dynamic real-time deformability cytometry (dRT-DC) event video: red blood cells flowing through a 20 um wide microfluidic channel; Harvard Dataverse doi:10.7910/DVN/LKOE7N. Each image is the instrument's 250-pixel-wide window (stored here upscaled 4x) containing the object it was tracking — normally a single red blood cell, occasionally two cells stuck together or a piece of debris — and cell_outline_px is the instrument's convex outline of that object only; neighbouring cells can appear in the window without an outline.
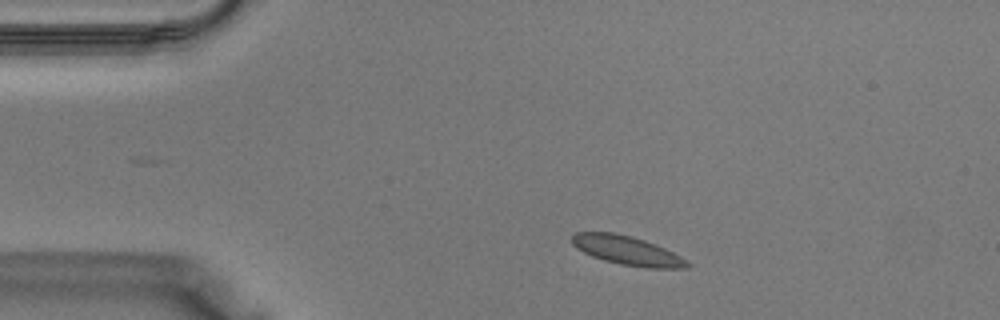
{"species": "Egyptian fruit bat (a non-hibernating species)", "species_latin": "Rousettus aegyptiacus", "temperature_condition": "warm", "stored_images_in_passage": 36, "camera_frame_rate_fps": 3000, "um_per_image_px": 0.085, "animal": {"sex": "male"}, "frame": {"image": 1, "passage_image": 4, "time_ms": 1.0, "image_size_px": [1000, 320], "cell_outline_px": [[692, 264], [688, 268], [644, 268], [620, 264], [604, 260], [592, 256], [576, 248], [572, 244], [572, 236], [576, 232], [612, 232], [644, 240], [664, 248], [680, 256]], "centroid_in_image_um": [53.31, 21.3], "position_along_channel_um": 31.7, "area_um2": 19.31}}
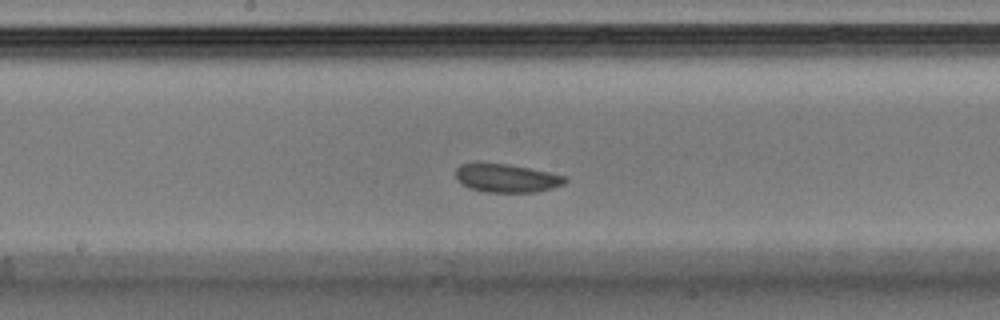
{"frame": {"image": 2, "passage_image": 17, "time_ms": 5.333, "image_size_px": [1000, 320], "cell_outline_px": [[568, 180], [564, 184], [552, 188], [536, 192], [484, 192], [468, 188], [460, 184], [456, 176], [456, 168], [460, 164], [508, 164], [568, 176]], "centroid_in_image_um": [43.08, 15.16], "position_along_channel_um": 205.1, "area_um2": 18.03}}
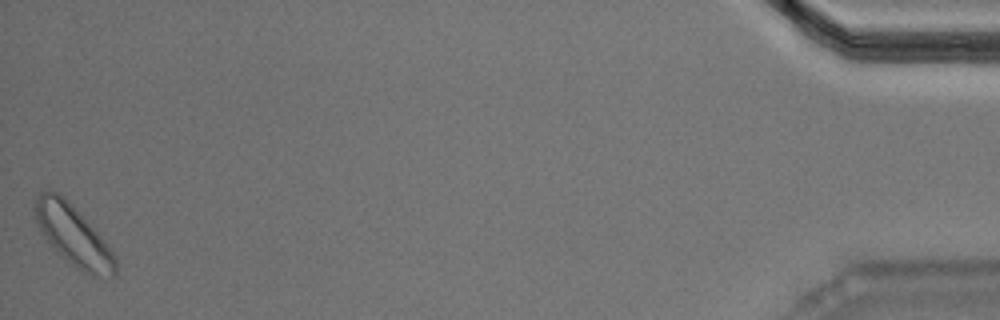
{"frame": {"image": 3, "passage_image": 36, "time_ms": 11.667, "image_size_px": [1000, 320], "cell_outline_px": [[116, 276], [92, 276], [80, 272], [56, 252], [44, 236], [36, 220], [32, 208], [36, 196], [40, 192], [56, 192], [64, 196], [72, 204], [96, 232], [112, 252], [116, 260]], "centroid_in_image_um": [6.19, 20.03], "position_along_channel_um": 429.0, "area_um2": 27.98}}